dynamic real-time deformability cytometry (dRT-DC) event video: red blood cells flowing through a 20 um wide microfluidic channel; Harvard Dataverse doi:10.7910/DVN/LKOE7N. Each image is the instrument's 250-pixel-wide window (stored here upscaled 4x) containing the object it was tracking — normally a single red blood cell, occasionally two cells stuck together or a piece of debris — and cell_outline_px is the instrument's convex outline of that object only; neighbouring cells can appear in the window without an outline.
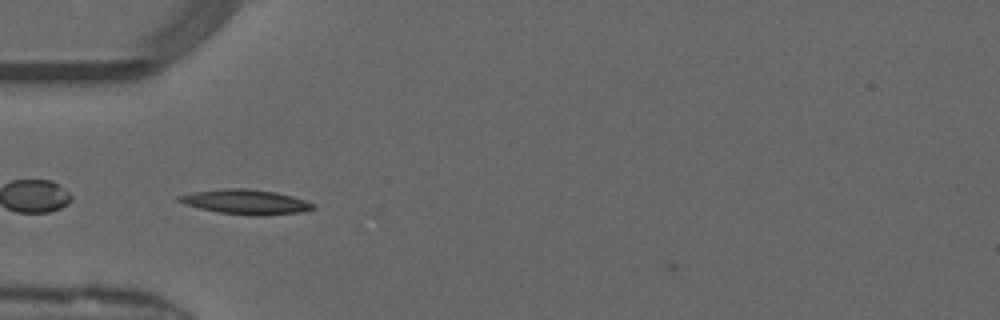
{"species": "common noctule bat (a hibernating species)", "species_latin": "Nyctalus noctula", "temperature_condition": "warm", "stored_images_in_passage": 43, "camera_frame_rate_fps": 3000, "um_per_image_px": 0.085, "animal": {"sex": "male", "forearm_length_mm": 52.5}, "frame": {"image": 1, "passage_image": 9, "time_ms": 2.667, "image_size_px": [1000, 320], "cell_outline_px": [[316, 208], [300, 212], [260, 216], [248, 216], [220, 212], [200, 208], [184, 204], [176, 200], [176, 196], [196, 192], [228, 188], [244, 188], [276, 192], [292, 196], [304, 200], [312, 204]], "centroid_in_image_um": [20.88, 17.17], "position_along_channel_um": 64.1, "area_um2": 19.13}}
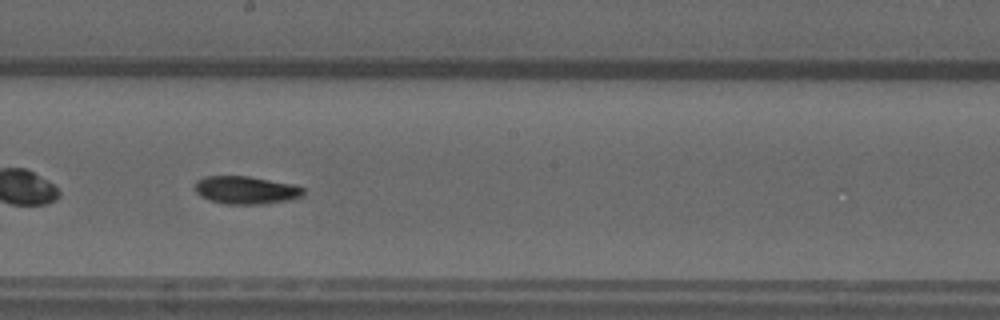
{"frame": {"image": 2, "passage_image": 21, "time_ms": 6.667, "image_size_px": [1000, 320], "cell_outline_px": [[304, 196], [288, 200], [260, 204], [224, 204], [200, 196], [196, 192], [196, 180], [204, 176], [248, 176], [292, 184], [304, 188]], "centroid_in_image_um": [20.91, 16.15], "position_along_channel_um": 227.3, "area_um2": 17.51}}
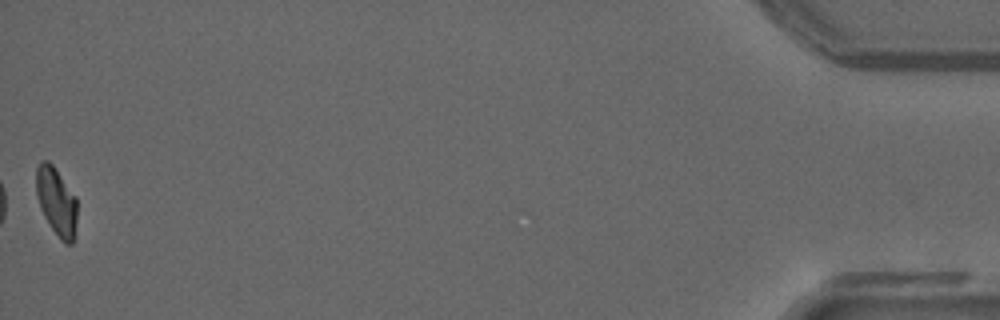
{"frame": {"image": 3, "passage_image": 43, "time_ms": 14.0, "image_size_px": [1000, 320], "cell_outline_px": [[76, 220], [72, 244], [64, 244], [60, 240], [44, 216], [40, 208], [36, 196], [36, 168], [40, 160], [48, 160], [52, 164], [76, 196]], "centroid_in_image_um": [4.78, 17.1], "position_along_channel_um": 430.4, "area_um2": 16.24}, "authors_computed_cell_mechanics": {"area_um2": 17.051, "velocity_mm_per_s": 4.1097, "shape_relaxation_time_tau1_ms": null, "shape_relaxation_time_tau2_ms": 8.0313, "deformation_change_tau1": null, "deformation_change_tau2": 0.1225}}